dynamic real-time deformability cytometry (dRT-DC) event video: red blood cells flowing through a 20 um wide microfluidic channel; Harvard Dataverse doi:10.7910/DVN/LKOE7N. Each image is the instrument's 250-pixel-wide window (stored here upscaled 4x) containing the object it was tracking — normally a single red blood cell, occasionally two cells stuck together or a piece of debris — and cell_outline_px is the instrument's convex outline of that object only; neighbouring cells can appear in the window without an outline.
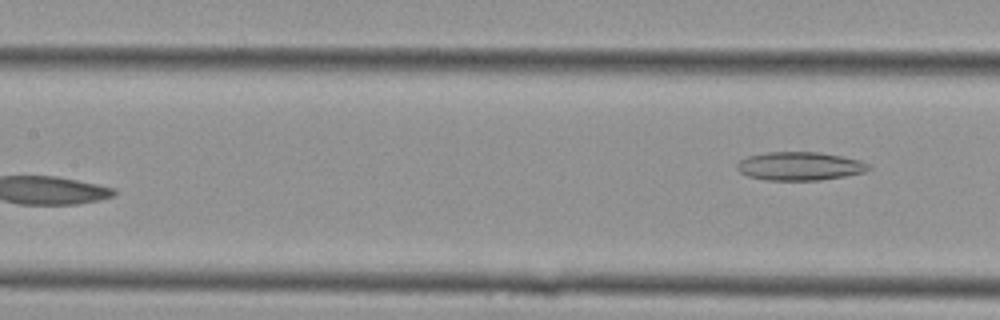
{"species": "Egyptian fruit bat (a non-hibernating species)", "species_latin": "Rousettus aegyptiacus", "temperature_condition": "cold", "stored_images_in_passage": 10, "camera_frame_rate_fps": 3000, "um_per_image_px": 0.085, "animal": {"sex": "female"}, "frame": {"image": 1, "passage_image": 10, "time_ms": 3.0, "image_size_px": [1000, 320], "cell_outline_px": [[872, 168], [864, 172], [844, 176], [820, 180], [764, 180], [748, 176], [740, 172], [736, 168], [736, 164], [740, 160], [748, 156], [768, 152], [820, 152], [860, 160], [868, 164]], "centroid_in_image_um": [67.96, 14.12], "position_along_channel_um": 139.4, "area_um2": 21.79}}